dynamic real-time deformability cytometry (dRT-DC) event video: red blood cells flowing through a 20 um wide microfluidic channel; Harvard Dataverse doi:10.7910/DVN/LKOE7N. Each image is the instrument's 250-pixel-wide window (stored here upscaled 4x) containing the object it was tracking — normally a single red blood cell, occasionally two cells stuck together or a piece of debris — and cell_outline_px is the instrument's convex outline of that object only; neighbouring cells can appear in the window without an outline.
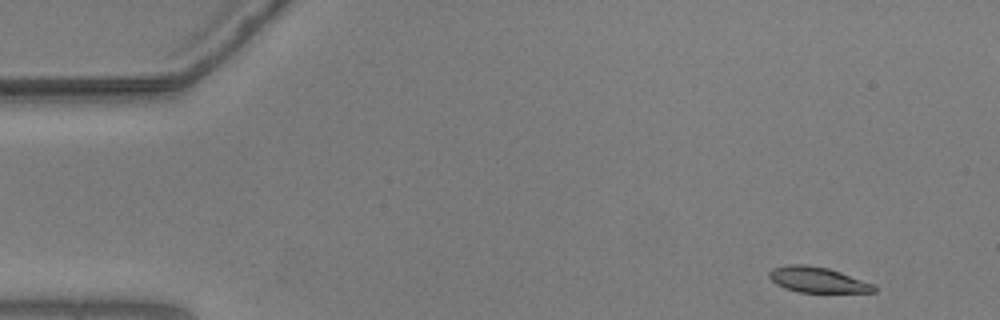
{"species": "common noctule bat (a hibernating species)", "species_latin": "Nyctalus noctula", "temperature_condition": "warm", "stored_images_in_passage": 52, "camera_frame_rate_fps": 3000, "um_per_image_px": 0.085, "animal": {"sex": "male", "body_mass_g": 20.5, "forearm_length_mm": 52.5}, "frame": {"image": 1, "passage_image": 1, "time_ms": 0.0, "image_size_px": [1000, 320], "cell_outline_px": [[876, 292], [800, 292], [784, 288], [776, 284], [768, 276], [768, 272], [772, 268], [788, 264], [808, 264], [828, 268], [840, 272], [872, 284], [876, 288]], "centroid_in_image_um": [69.43, 23.77], "position_along_channel_um": 15.6, "area_um2": 15.49}}
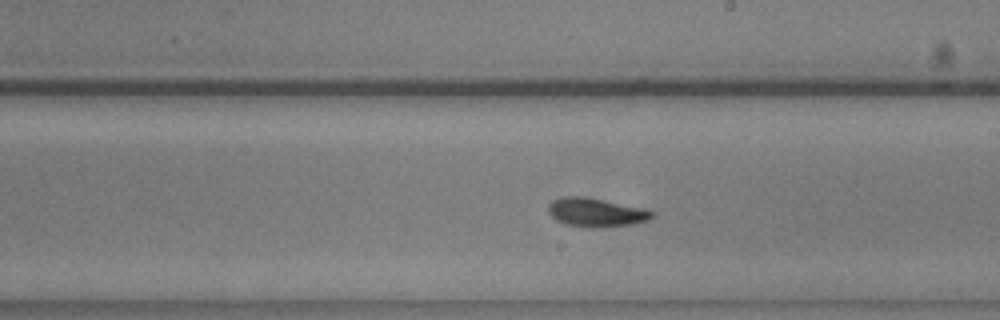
{"frame": {"image": 2, "passage_image": 28, "time_ms": 9.0, "image_size_px": [1000, 320], "cell_outline_px": [[652, 216], [648, 220], [632, 224], [604, 228], [588, 228], [564, 224], [556, 220], [548, 212], [548, 204], [552, 200], [564, 196], [584, 196], [644, 208], [652, 212]], "centroid_in_image_um": [50.61, 18.06], "position_along_channel_um": 238.4, "area_um2": 17.51}}
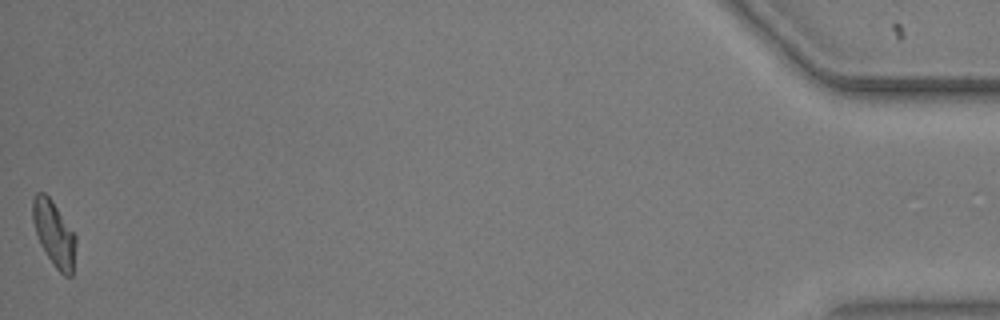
{"frame": {"image": 3, "passage_image": 52, "time_ms": 17.0, "image_size_px": [1000, 320], "cell_outline_px": [[76, 240], [72, 276], [64, 276], [56, 268], [40, 244], [32, 220], [32, 200], [36, 192], [44, 192], [52, 200], [76, 236]], "centroid_in_image_um": [4.58, 19.84], "position_along_channel_um": 430.6, "area_um2": 16.24}, "authors_computed_cell_mechanics": {"area_um2": 16.5597, "velocity_mm_per_s": 3.633, "shape_relaxation_time_tau1_ms": 5.1034, "shape_relaxation_time_tau2_ms": 4.6978, "deformation_change_tau1": 0.1587, "deformation_change_tau2": 0.099}}